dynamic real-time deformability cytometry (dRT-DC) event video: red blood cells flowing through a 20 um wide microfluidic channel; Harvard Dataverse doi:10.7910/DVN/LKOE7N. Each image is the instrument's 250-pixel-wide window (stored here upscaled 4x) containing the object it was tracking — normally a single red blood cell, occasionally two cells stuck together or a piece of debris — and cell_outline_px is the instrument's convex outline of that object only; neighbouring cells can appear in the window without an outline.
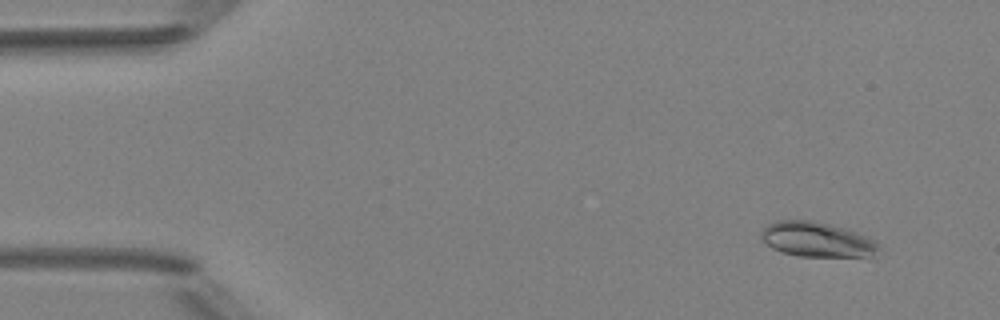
{"species": "Egyptian fruit bat (a non-hibernating species)", "species_latin": "Rousettus aegyptiacus", "temperature_condition": "room temperature", "stored_images_in_passage": 5, "camera_frame_rate_fps": 3000, "um_per_image_px": 0.085, "animal": {"sex": "female"}, "frame": {"image": 1, "passage_image": 2, "time_ms": 1.0, "image_size_px": [1000, 320], "cell_outline_px": [[880, 248], [872, 256], [800, 256], [780, 252], [764, 244], [760, 236], [760, 232], [764, 224], [776, 220], [812, 220], [848, 228], [868, 236], [876, 240]], "centroid_in_image_um": [69.39, 20.34], "position_along_channel_um": 15.6, "area_um2": 24.39}}
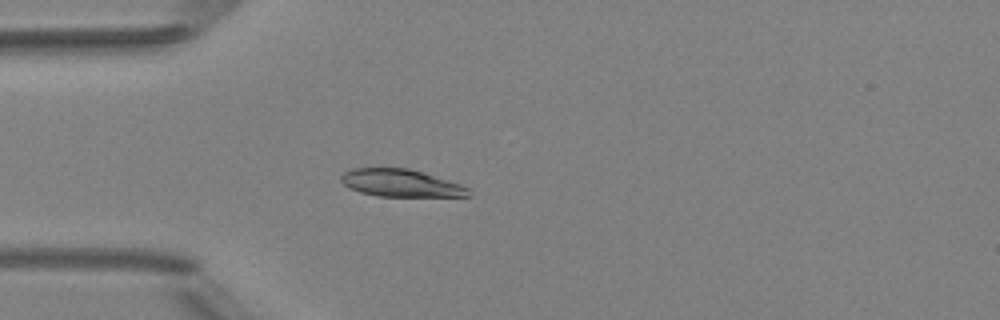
{"frame": {"image": 2, "passage_image": 5, "time_ms": 4.333, "image_size_px": [1000, 320], "cell_outline_px": [[472, 196], [376, 196], [360, 192], [348, 188], [340, 180], [340, 176], [344, 172], [352, 168], [408, 168], [460, 184], [468, 188]], "centroid_in_image_um": [34.02, 15.56], "position_along_channel_um": 51.0, "area_um2": 20.23}}